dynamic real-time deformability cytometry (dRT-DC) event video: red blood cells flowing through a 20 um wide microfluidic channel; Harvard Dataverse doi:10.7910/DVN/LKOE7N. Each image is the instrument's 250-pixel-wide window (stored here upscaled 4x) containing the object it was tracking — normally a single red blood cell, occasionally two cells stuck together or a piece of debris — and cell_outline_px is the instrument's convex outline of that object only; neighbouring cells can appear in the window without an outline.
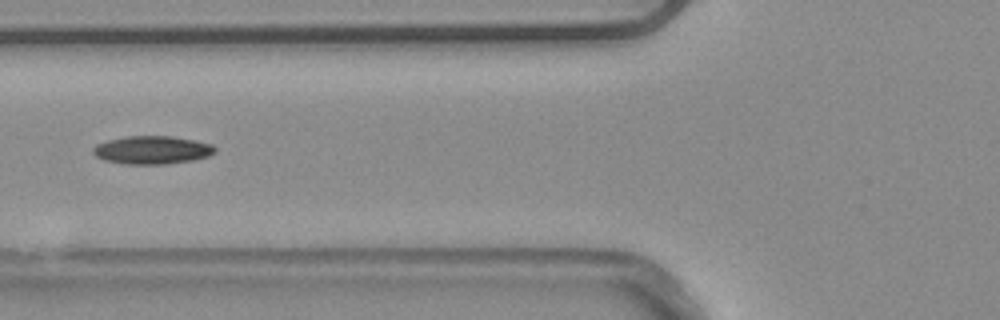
{"species": "common noctule bat (a hibernating species)", "species_latin": "Nyctalus noctula", "temperature_condition": "warm", "stored_images_in_passage": 38, "camera_frame_rate_fps": 3000, "um_per_image_px": 0.085, "animal": {"sex": "male", "body_mass_g": 20.4}, "frame": {"image": 1, "passage_image": 6, "time_ms": 1.667, "image_size_px": [1000, 320], "cell_outline_px": [[216, 152], [208, 156], [196, 160], [164, 164], [124, 164], [104, 160], [96, 156], [92, 152], [92, 148], [96, 144], [108, 140], [128, 136], [172, 136], [212, 144], [216, 148]], "centroid_in_image_um": [12.93, 12.75], "position_along_channel_um": 112.9, "area_um2": 20.06}}
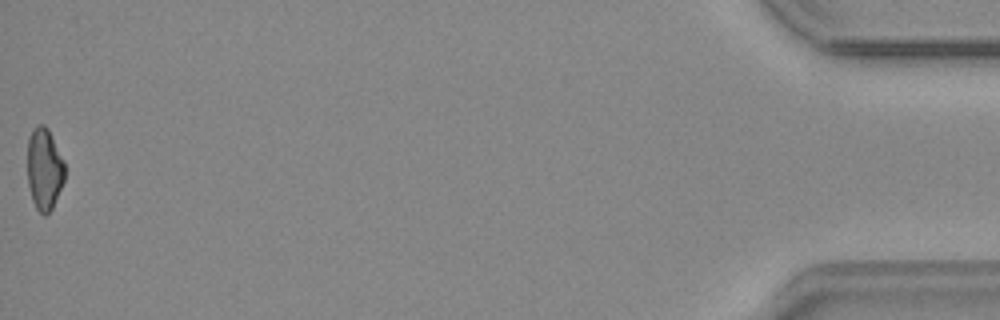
{"frame": {"image": 2, "passage_image": 38, "time_ms": 12.333, "image_size_px": [1000, 320], "cell_outline_px": [[64, 180], [52, 208], [44, 216], [36, 208], [32, 200], [28, 184], [28, 136], [32, 128], [40, 124], [44, 124], [48, 128], [64, 160]], "centroid_in_image_um": [3.76, 14.33], "position_along_channel_um": 431.4, "area_um2": 17.8}, "authors_computed_cell_mechanics": {"area_um2": 18.9584, "velocity_mm_per_s": 3.9138, "shape_relaxation_time_tau1_ms": null, "shape_relaxation_time_tau2_ms": 9.5565, "deformation_change_tau1": null, "deformation_change_tau2": 0.181}}